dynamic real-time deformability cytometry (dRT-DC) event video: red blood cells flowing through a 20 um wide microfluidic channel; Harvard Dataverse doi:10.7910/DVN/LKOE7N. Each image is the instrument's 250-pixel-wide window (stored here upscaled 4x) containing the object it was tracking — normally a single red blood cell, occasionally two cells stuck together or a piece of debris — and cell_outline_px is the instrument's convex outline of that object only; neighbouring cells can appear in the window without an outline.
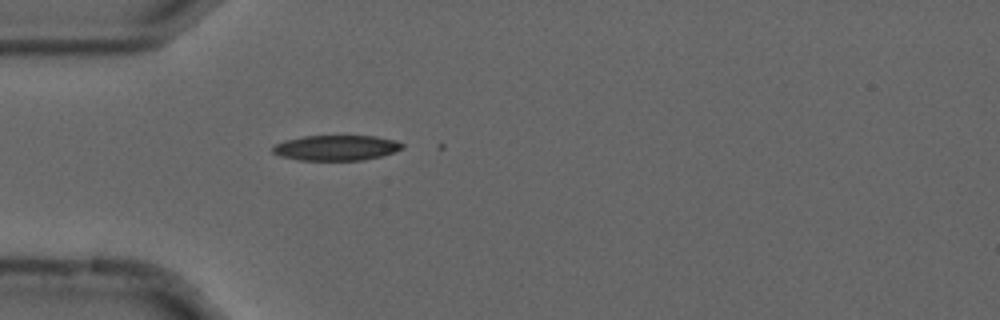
{"species": "common noctule bat (a hibernating species)", "species_latin": "Nyctalus noctula", "temperature_condition": "cold", "stored_images_in_passage": 2, "camera_frame_rate_fps": 3000, "um_per_image_px": 0.085, "animal": {"sex": "male", "forearm_length_mm": 52.5}, "frame": {"image": 1, "passage_image": 1, "time_ms": 0.0, "image_size_px": [1000, 320], "cell_outline_px": [[404, 148], [380, 156], [364, 160], [300, 160], [280, 156], [272, 152], [272, 148], [276, 144], [284, 140], [304, 136], [376, 136], [396, 140], [404, 144]], "centroid_in_image_um": [28.58, 12.56], "position_along_channel_um": 56.4, "area_um2": 19.07}}